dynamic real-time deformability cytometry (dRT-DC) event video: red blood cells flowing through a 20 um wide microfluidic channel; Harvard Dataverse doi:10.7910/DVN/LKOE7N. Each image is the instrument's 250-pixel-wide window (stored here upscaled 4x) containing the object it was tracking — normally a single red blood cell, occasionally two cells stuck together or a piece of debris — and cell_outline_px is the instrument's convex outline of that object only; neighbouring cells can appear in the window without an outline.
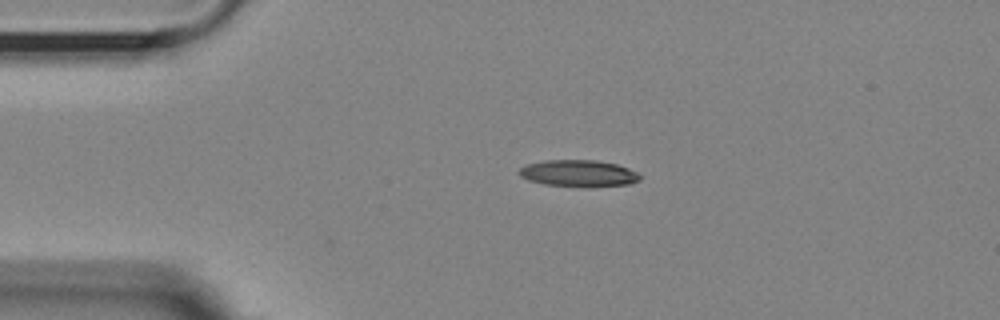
{"species": "Egyptian fruit bat (a non-hibernating species)", "species_latin": "Rousettus aegyptiacus", "temperature_condition": "room temperature", "stored_images_in_passage": 44, "camera_frame_rate_fps": 3000, "um_per_image_px": 0.085, "animal": {"sex": "female"}, "frame": {"image": 1, "passage_image": 1, "time_ms": 0.0, "image_size_px": [1000, 320], "cell_outline_px": [[640, 180], [628, 184], [588, 188], [544, 184], [528, 180], [520, 176], [520, 168], [528, 164], [544, 160], [596, 160], [616, 164], [628, 168], [636, 172], [640, 176]], "centroid_in_image_um": [49.19, 14.75], "position_along_channel_um": 35.8, "area_um2": 18.9}}
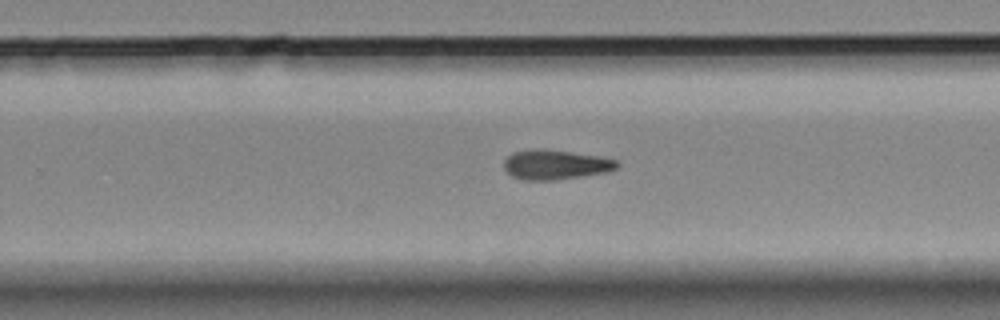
{"frame": {"image": 2, "passage_image": 24, "time_ms": 7.667, "image_size_px": [1000, 320], "cell_outline_px": [[620, 164], [616, 168], [608, 172], [556, 180], [524, 180], [512, 176], [504, 168], [504, 160], [512, 152], [528, 148], [544, 148], [596, 156], [616, 160]], "centroid_in_image_um": [47.17, 13.98], "position_along_channel_um": 282.6, "area_um2": 19.65}}
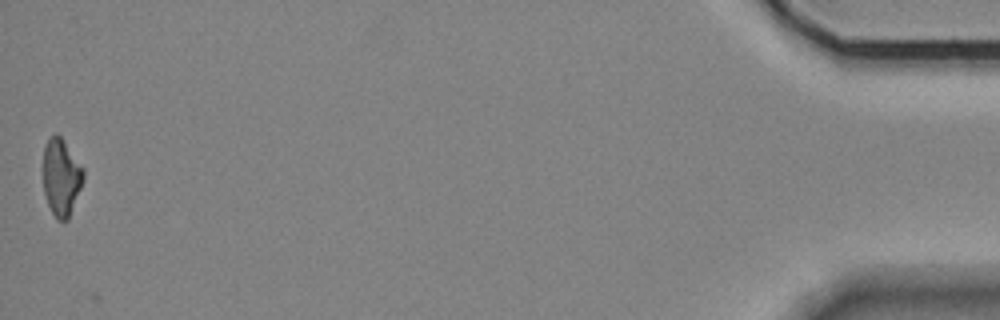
{"frame": {"image": 3, "passage_image": 44, "time_ms": 14.333, "image_size_px": [1000, 320], "cell_outline_px": [[84, 180], [68, 220], [56, 220], [48, 204], [44, 192], [44, 144], [56, 132], [60, 136], [84, 168]], "centroid_in_image_um": [5.22, 15.07], "position_along_channel_um": 430.0, "area_um2": 17.98}}